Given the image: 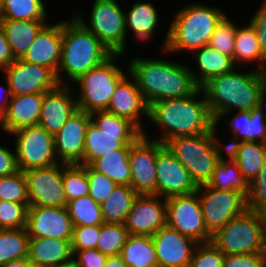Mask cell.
<instances>
[{"instance_id": "obj_1", "label": "cell", "mask_w": 266, "mask_h": 267, "mask_svg": "<svg viewBox=\"0 0 266 267\" xmlns=\"http://www.w3.org/2000/svg\"><path fill=\"white\" fill-rule=\"evenodd\" d=\"M242 67L214 76L201 89L218 131L221 119L233 111H250L266 101V72H243ZM220 121V122H219Z\"/></svg>"}, {"instance_id": "obj_2", "label": "cell", "mask_w": 266, "mask_h": 267, "mask_svg": "<svg viewBox=\"0 0 266 267\" xmlns=\"http://www.w3.org/2000/svg\"><path fill=\"white\" fill-rule=\"evenodd\" d=\"M126 67L148 106L164 99L187 97L199 88L191 67L181 61L133 57Z\"/></svg>"}, {"instance_id": "obj_3", "label": "cell", "mask_w": 266, "mask_h": 267, "mask_svg": "<svg viewBox=\"0 0 266 267\" xmlns=\"http://www.w3.org/2000/svg\"><path fill=\"white\" fill-rule=\"evenodd\" d=\"M149 123L161 130L155 138L162 144L178 136H195L214 129V120L199 87L193 94L156 101L149 106Z\"/></svg>"}, {"instance_id": "obj_4", "label": "cell", "mask_w": 266, "mask_h": 267, "mask_svg": "<svg viewBox=\"0 0 266 267\" xmlns=\"http://www.w3.org/2000/svg\"><path fill=\"white\" fill-rule=\"evenodd\" d=\"M188 3L175 11L170 19L166 35L162 38V54L170 55L178 51L189 52L207 46L216 26L226 15L221 7L205 3Z\"/></svg>"}, {"instance_id": "obj_5", "label": "cell", "mask_w": 266, "mask_h": 267, "mask_svg": "<svg viewBox=\"0 0 266 267\" xmlns=\"http://www.w3.org/2000/svg\"><path fill=\"white\" fill-rule=\"evenodd\" d=\"M112 54L73 15L65 21L62 20V50L56 73L60 85H69L67 79L72 82L76 81L81 75L103 63Z\"/></svg>"}, {"instance_id": "obj_6", "label": "cell", "mask_w": 266, "mask_h": 267, "mask_svg": "<svg viewBox=\"0 0 266 267\" xmlns=\"http://www.w3.org/2000/svg\"><path fill=\"white\" fill-rule=\"evenodd\" d=\"M219 133L213 129L209 133L195 136H178L164 145L186 167L197 186L210 180L220 158L226 152Z\"/></svg>"}, {"instance_id": "obj_7", "label": "cell", "mask_w": 266, "mask_h": 267, "mask_svg": "<svg viewBox=\"0 0 266 267\" xmlns=\"http://www.w3.org/2000/svg\"><path fill=\"white\" fill-rule=\"evenodd\" d=\"M120 57H124V54H112L103 63L81 75L74 84L70 83L79 110L89 114L107 110L118 83L129 73L128 67L123 71L117 65Z\"/></svg>"}, {"instance_id": "obj_8", "label": "cell", "mask_w": 266, "mask_h": 267, "mask_svg": "<svg viewBox=\"0 0 266 267\" xmlns=\"http://www.w3.org/2000/svg\"><path fill=\"white\" fill-rule=\"evenodd\" d=\"M211 241L225 255L265 252L263 215L247 209L213 234Z\"/></svg>"}, {"instance_id": "obj_9", "label": "cell", "mask_w": 266, "mask_h": 267, "mask_svg": "<svg viewBox=\"0 0 266 267\" xmlns=\"http://www.w3.org/2000/svg\"><path fill=\"white\" fill-rule=\"evenodd\" d=\"M88 22L80 11L74 17L92 32L113 54L126 55L125 11L117 0H93Z\"/></svg>"}, {"instance_id": "obj_10", "label": "cell", "mask_w": 266, "mask_h": 267, "mask_svg": "<svg viewBox=\"0 0 266 267\" xmlns=\"http://www.w3.org/2000/svg\"><path fill=\"white\" fill-rule=\"evenodd\" d=\"M9 135L14 136L19 170L24 172L59 163L54 149V136L40 125L23 127Z\"/></svg>"}, {"instance_id": "obj_11", "label": "cell", "mask_w": 266, "mask_h": 267, "mask_svg": "<svg viewBox=\"0 0 266 267\" xmlns=\"http://www.w3.org/2000/svg\"><path fill=\"white\" fill-rule=\"evenodd\" d=\"M196 193L205 227L211 235L247 210L246 196L239 191L218 190L205 184L198 186Z\"/></svg>"}, {"instance_id": "obj_12", "label": "cell", "mask_w": 266, "mask_h": 267, "mask_svg": "<svg viewBox=\"0 0 266 267\" xmlns=\"http://www.w3.org/2000/svg\"><path fill=\"white\" fill-rule=\"evenodd\" d=\"M166 206L168 227L191 238L198 244L212 240V235L205 227L200 199L196 192L167 198Z\"/></svg>"}, {"instance_id": "obj_13", "label": "cell", "mask_w": 266, "mask_h": 267, "mask_svg": "<svg viewBox=\"0 0 266 267\" xmlns=\"http://www.w3.org/2000/svg\"><path fill=\"white\" fill-rule=\"evenodd\" d=\"M29 206L66 207L63 184V163L24 171Z\"/></svg>"}, {"instance_id": "obj_14", "label": "cell", "mask_w": 266, "mask_h": 267, "mask_svg": "<svg viewBox=\"0 0 266 267\" xmlns=\"http://www.w3.org/2000/svg\"><path fill=\"white\" fill-rule=\"evenodd\" d=\"M1 71L4 72L11 96L45 93L60 85L53 69L22 59H16Z\"/></svg>"}, {"instance_id": "obj_15", "label": "cell", "mask_w": 266, "mask_h": 267, "mask_svg": "<svg viewBox=\"0 0 266 267\" xmlns=\"http://www.w3.org/2000/svg\"><path fill=\"white\" fill-rule=\"evenodd\" d=\"M155 168L157 196L167 199L196 192L198 186L186 167L159 141Z\"/></svg>"}, {"instance_id": "obj_16", "label": "cell", "mask_w": 266, "mask_h": 267, "mask_svg": "<svg viewBox=\"0 0 266 267\" xmlns=\"http://www.w3.org/2000/svg\"><path fill=\"white\" fill-rule=\"evenodd\" d=\"M158 140L144 131L130 146V186L138 194L156 195V158Z\"/></svg>"}, {"instance_id": "obj_17", "label": "cell", "mask_w": 266, "mask_h": 267, "mask_svg": "<svg viewBox=\"0 0 266 267\" xmlns=\"http://www.w3.org/2000/svg\"><path fill=\"white\" fill-rule=\"evenodd\" d=\"M167 225L166 199L138 194L124 223L129 235L152 236Z\"/></svg>"}, {"instance_id": "obj_18", "label": "cell", "mask_w": 266, "mask_h": 267, "mask_svg": "<svg viewBox=\"0 0 266 267\" xmlns=\"http://www.w3.org/2000/svg\"><path fill=\"white\" fill-rule=\"evenodd\" d=\"M25 228L29 238L71 240L73 232L66 207L29 206Z\"/></svg>"}, {"instance_id": "obj_19", "label": "cell", "mask_w": 266, "mask_h": 267, "mask_svg": "<svg viewBox=\"0 0 266 267\" xmlns=\"http://www.w3.org/2000/svg\"><path fill=\"white\" fill-rule=\"evenodd\" d=\"M90 121V114L78 109L54 136V149L59 163L74 165L83 160L85 135Z\"/></svg>"}, {"instance_id": "obj_20", "label": "cell", "mask_w": 266, "mask_h": 267, "mask_svg": "<svg viewBox=\"0 0 266 267\" xmlns=\"http://www.w3.org/2000/svg\"><path fill=\"white\" fill-rule=\"evenodd\" d=\"M106 111L129 120L144 133L141 119L148 120L149 106L129 73L118 83Z\"/></svg>"}, {"instance_id": "obj_21", "label": "cell", "mask_w": 266, "mask_h": 267, "mask_svg": "<svg viewBox=\"0 0 266 267\" xmlns=\"http://www.w3.org/2000/svg\"><path fill=\"white\" fill-rule=\"evenodd\" d=\"M77 110V100L73 88L70 84L59 85L44 93L38 125L55 136L67 119Z\"/></svg>"}, {"instance_id": "obj_22", "label": "cell", "mask_w": 266, "mask_h": 267, "mask_svg": "<svg viewBox=\"0 0 266 267\" xmlns=\"http://www.w3.org/2000/svg\"><path fill=\"white\" fill-rule=\"evenodd\" d=\"M160 267H188L198 244L167 225L152 235Z\"/></svg>"}, {"instance_id": "obj_23", "label": "cell", "mask_w": 266, "mask_h": 267, "mask_svg": "<svg viewBox=\"0 0 266 267\" xmlns=\"http://www.w3.org/2000/svg\"><path fill=\"white\" fill-rule=\"evenodd\" d=\"M61 50L62 20L55 24L47 23L37 34L21 59L25 62L53 69L57 73Z\"/></svg>"}, {"instance_id": "obj_24", "label": "cell", "mask_w": 266, "mask_h": 267, "mask_svg": "<svg viewBox=\"0 0 266 267\" xmlns=\"http://www.w3.org/2000/svg\"><path fill=\"white\" fill-rule=\"evenodd\" d=\"M266 101L260 106L250 111H234L232 119H225L229 122L224 134H227L230 140L224 143L227 150L232 144L237 142H263L266 143ZM228 129V130H227ZM230 134V135H229Z\"/></svg>"}, {"instance_id": "obj_25", "label": "cell", "mask_w": 266, "mask_h": 267, "mask_svg": "<svg viewBox=\"0 0 266 267\" xmlns=\"http://www.w3.org/2000/svg\"><path fill=\"white\" fill-rule=\"evenodd\" d=\"M44 93L12 96L0 118V130L11 134L17 129L38 125Z\"/></svg>"}, {"instance_id": "obj_26", "label": "cell", "mask_w": 266, "mask_h": 267, "mask_svg": "<svg viewBox=\"0 0 266 267\" xmlns=\"http://www.w3.org/2000/svg\"><path fill=\"white\" fill-rule=\"evenodd\" d=\"M27 259L34 267H56L73 261L71 240L29 238Z\"/></svg>"}, {"instance_id": "obj_27", "label": "cell", "mask_w": 266, "mask_h": 267, "mask_svg": "<svg viewBox=\"0 0 266 267\" xmlns=\"http://www.w3.org/2000/svg\"><path fill=\"white\" fill-rule=\"evenodd\" d=\"M160 19L159 12L149 0L134 2L130 9L125 10L127 35L132 32V37L145 45V42L147 44V41L156 35V31L158 32Z\"/></svg>"}, {"instance_id": "obj_28", "label": "cell", "mask_w": 266, "mask_h": 267, "mask_svg": "<svg viewBox=\"0 0 266 267\" xmlns=\"http://www.w3.org/2000/svg\"><path fill=\"white\" fill-rule=\"evenodd\" d=\"M190 56L197 64L198 69L192 67L190 71L199 87L210 78L230 72L236 67L231 57L220 53L209 45L195 50Z\"/></svg>"}, {"instance_id": "obj_29", "label": "cell", "mask_w": 266, "mask_h": 267, "mask_svg": "<svg viewBox=\"0 0 266 267\" xmlns=\"http://www.w3.org/2000/svg\"><path fill=\"white\" fill-rule=\"evenodd\" d=\"M47 21L0 19V26L15 59H21L25 55L40 30L49 23Z\"/></svg>"}, {"instance_id": "obj_30", "label": "cell", "mask_w": 266, "mask_h": 267, "mask_svg": "<svg viewBox=\"0 0 266 267\" xmlns=\"http://www.w3.org/2000/svg\"><path fill=\"white\" fill-rule=\"evenodd\" d=\"M233 62L236 67H252V64L257 63L254 64L257 66L255 69L266 72V58L262 55L256 32L249 22L244 26L236 25Z\"/></svg>"}, {"instance_id": "obj_31", "label": "cell", "mask_w": 266, "mask_h": 267, "mask_svg": "<svg viewBox=\"0 0 266 267\" xmlns=\"http://www.w3.org/2000/svg\"><path fill=\"white\" fill-rule=\"evenodd\" d=\"M135 140L118 139V135L104 134L91 120L86 130L83 160L78 165L87 166L98 157L115 149L130 148Z\"/></svg>"}, {"instance_id": "obj_32", "label": "cell", "mask_w": 266, "mask_h": 267, "mask_svg": "<svg viewBox=\"0 0 266 267\" xmlns=\"http://www.w3.org/2000/svg\"><path fill=\"white\" fill-rule=\"evenodd\" d=\"M226 153L238 164L240 173L250 183L266 162V143L237 142Z\"/></svg>"}, {"instance_id": "obj_33", "label": "cell", "mask_w": 266, "mask_h": 267, "mask_svg": "<svg viewBox=\"0 0 266 267\" xmlns=\"http://www.w3.org/2000/svg\"><path fill=\"white\" fill-rule=\"evenodd\" d=\"M218 190L239 191L249 194V183L240 173L237 162L226 152L217 163L210 180L206 184Z\"/></svg>"}, {"instance_id": "obj_34", "label": "cell", "mask_w": 266, "mask_h": 267, "mask_svg": "<svg viewBox=\"0 0 266 267\" xmlns=\"http://www.w3.org/2000/svg\"><path fill=\"white\" fill-rule=\"evenodd\" d=\"M129 151L130 148L115 149L98 157L89 166L112 179L117 185L130 186Z\"/></svg>"}, {"instance_id": "obj_35", "label": "cell", "mask_w": 266, "mask_h": 267, "mask_svg": "<svg viewBox=\"0 0 266 267\" xmlns=\"http://www.w3.org/2000/svg\"><path fill=\"white\" fill-rule=\"evenodd\" d=\"M120 256L127 267H157V257L152 236L129 235L121 248Z\"/></svg>"}, {"instance_id": "obj_36", "label": "cell", "mask_w": 266, "mask_h": 267, "mask_svg": "<svg viewBox=\"0 0 266 267\" xmlns=\"http://www.w3.org/2000/svg\"><path fill=\"white\" fill-rule=\"evenodd\" d=\"M138 193L126 185H116L109 197L101 204L104 223H125Z\"/></svg>"}, {"instance_id": "obj_37", "label": "cell", "mask_w": 266, "mask_h": 267, "mask_svg": "<svg viewBox=\"0 0 266 267\" xmlns=\"http://www.w3.org/2000/svg\"><path fill=\"white\" fill-rule=\"evenodd\" d=\"M44 0H1L0 19L49 20Z\"/></svg>"}, {"instance_id": "obj_38", "label": "cell", "mask_w": 266, "mask_h": 267, "mask_svg": "<svg viewBox=\"0 0 266 267\" xmlns=\"http://www.w3.org/2000/svg\"><path fill=\"white\" fill-rule=\"evenodd\" d=\"M29 236L26 228L0 229V267L28 256Z\"/></svg>"}, {"instance_id": "obj_39", "label": "cell", "mask_w": 266, "mask_h": 267, "mask_svg": "<svg viewBox=\"0 0 266 267\" xmlns=\"http://www.w3.org/2000/svg\"><path fill=\"white\" fill-rule=\"evenodd\" d=\"M73 226H96L104 223L102 208L91 196H81L66 205Z\"/></svg>"}, {"instance_id": "obj_40", "label": "cell", "mask_w": 266, "mask_h": 267, "mask_svg": "<svg viewBox=\"0 0 266 267\" xmlns=\"http://www.w3.org/2000/svg\"><path fill=\"white\" fill-rule=\"evenodd\" d=\"M90 117L101 132L118 135V139H137L142 134L132 122L106 110L92 112Z\"/></svg>"}, {"instance_id": "obj_41", "label": "cell", "mask_w": 266, "mask_h": 267, "mask_svg": "<svg viewBox=\"0 0 266 267\" xmlns=\"http://www.w3.org/2000/svg\"><path fill=\"white\" fill-rule=\"evenodd\" d=\"M128 236V230L123 224L103 223L100 225L96 249L106 256L120 255Z\"/></svg>"}, {"instance_id": "obj_42", "label": "cell", "mask_w": 266, "mask_h": 267, "mask_svg": "<svg viewBox=\"0 0 266 267\" xmlns=\"http://www.w3.org/2000/svg\"><path fill=\"white\" fill-rule=\"evenodd\" d=\"M63 184L67 202L89 194V182L85 165L63 163Z\"/></svg>"}, {"instance_id": "obj_43", "label": "cell", "mask_w": 266, "mask_h": 267, "mask_svg": "<svg viewBox=\"0 0 266 267\" xmlns=\"http://www.w3.org/2000/svg\"><path fill=\"white\" fill-rule=\"evenodd\" d=\"M0 200L29 203L27 181L23 171L0 177Z\"/></svg>"}, {"instance_id": "obj_44", "label": "cell", "mask_w": 266, "mask_h": 267, "mask_svg": "<svg viewBox=\"0 0 266 267\" xmlns=\"http://www.w3.org/2000/svg\"><path fill=\"white\" fill-rule=\"evenodd\" d=\"M226 14L211 35L209 46L233 59L236 25Z\"/></svg>"}, {"instance_id": "obj_45", "label": "cell", "mask_w": 266, "mask_h": 267, "mask_svg": "<svg viewBox=\"0 0 266 267\" xmlns=\"http://www.w3.org/2000/svg\"><path fill=\"white\" fill-rule=\"evenodd\" d=\"M29 203L0 200V229L26 227Z\"/></svg>"}, {"instance_id": "obj_46", "label": "cell", "mask_w": 266, "mask_h": 267, "mask_svg": "<svg viewBox=\"0 0 266 267\" xmlns=\"http://www.w3.org/2000/svg\"><path fill=\"white\" fill-rule=\"evenodd\" d=\"M246 207L256 213L266 211V162L259 173L249 183V194L246 196Z\"/></svg>"}, {"instance_id": "obj_47", "label": "cell", "mask_w": 266, "mask_h": 267, "mask_svg": "<svg viewBox=\"0 0 266 267\" xmlns=\"http://www.w3.org/2000/svg\"><path fill=\"white\" fill-rule=\"evenodd\" d=\"M225 254L212 241L196 245L188 267H223Z\"/></svg>"}, {"instance_id": "obj_48", "label": "cell", "mask_w": 266, "mask_h": 267, "mask_svg": "<svg viewBox=\"0 0 266 267\" xmlns=\"http://www.w3.org/2000/svg\"><path fill=\"white\" fill-rule=\"evenodd\" d=\"M89 182V196L99 205L103 204L117 185L106 175L93 170L89 165L86 166Z\"/></svg>"}, {"instance_id": "obj_49", "label": "cell", "mask_w": 266, "mask_h": 267, "mask_svg": "<svg viewBox=\"0 0 266 267\" xmlns=\"http://www.w3.org/2000/svg\"><path fill=\"white\" fill-rule=\"evenodd\" d=\"M100 225L96 226H73L71 246L72 251H82L85 249H95Z\"/></svg>"}, {"instance_id": "obj_50", "label": "cell", "mask_w": 266, "mask_h": 267, "mask_svg": "<svg viewBox=\"0 0 266 267\" xmlns=\"http://www.w3.org/2000/svg\"><path fill=\"white\" fill-rule=\"evenodd\" d=\"M223 267H266L265 252L225 255Z\"/></svg>"}, {"instance_id": "obj_51", "label": "cell", "mask_w": 266, "mask_h": 267, "mask_svg": "<svg viewBox=\"0 0 266 267\" xmlns=\"http://www.w3.org/2000/svg\"><path fill=\"white\" fill-rule=\"evenodd\" d=\"M72 252L75 267H104L107 260V256L96 248Z\"/></svg>"}, {"instance_id": "obj_52", "label": "cell", "mask_w": 266, "mask_h": 267, "mask_svg": "<svg viewBox=\"0 0 266 267\" xmlns=\"http://www.w3.org/2000/svg\"><path fill=\"white\" fill-rule=\"evenodd\" d=\"M262 2L249 23L256 32L262 55L266 58V0Z\"/></svg>"}, {"instance_id": "obj_53", "label": "cell", "mask_w": 266, "mask_h": 267, "mask_svg": "<svg viewBox=\"0 0 266 267\" xmlns=\"http://www.w3.org/2000/svg\"><path fill=\"white\" fill-rule=\"evenodd\" d=\"M19 171L15 149L0 145V177L9 176Z\"/></svg>"}, {"instance_id": "obj_54", "label": "cell", "mask_w": 266, "mask_h": 267, "mask_svg": "<svg viewBox=\"0 0 266 267\" xmlns=\"http://www.w3.org/2000/svg\"><path fill=\"white\" fill-rule=\"evenodd\" d=\"M15 60L4 31L0 26V71L8 67Z\"/></svg>"}, {"instance_id": "obj_55", "label": "cell", "mask_w": 266, "mask_h": 267, "mask_svg": "<svg viewBox=\"0 0 266 267\" xmlns=\"http://www.w3.org/2000/svg\"><path fill=\"white\" fill-rule=\"evenodd\" d=\"M6 88L0 84V118L5 113L6 109L8 108V104L11 99L10 88L6 81ZM3 93V94H2Z\"/></svg>"}, {"instance_id": "obj_56", "label": "cell", "mask_w": 266, "mask_h": 267, "mask_svg": "<svg viewBox=\"0 0 266 267\" xmlns=\"http://www.w3.org/2000/svg\"><path fill=\"white\" fill-rule=\"evenodd\" d=\"M104 267H127L120 255L107 256Z\"/></svg>"}, {"instance_id": "obj_57", "label": "cell", "mask_w": 266, "mask_h": 267, "mask_svg": "<svg viewBox=\"0 0 266 267\" xmlns=\"http://www.w3.org/2000/svg\"><path fill=\"white\" fill-rule=\"evenodd\" d=\"M32 264L27 258L12 260L8 263L3 264L1 267H31Z\"/></svg>"}, {"instance_id": "obj_58", "label": "cell", "mask_w": 266, "mask_h": 267, "mask_svg": "<svg viewBox=\"0 0 266 267\" xmlns=\"http://www.w3.org/2000/svg\"><path fill=\"white\" fill-rule=\"evenodd\" d=\"M56 267H75V265L73 264V262L66 264V265H62V266H56Z\"/></svg>"}, {"instance_id": "obj_59", "label": "cell", "mask_w": 266, "mask_h": 267, "mask_svg": "<svg viewBox=\"0 0 266 267\" xmlns=\"http://www.w3.org/2000/svg\"><path fill=\"white\" fill-rule=\"evenodd\" d=\"M262 215H263V218H264V222H265V230H266V211H264V212L262 213Z\"/></svg>"}]
</instances>
